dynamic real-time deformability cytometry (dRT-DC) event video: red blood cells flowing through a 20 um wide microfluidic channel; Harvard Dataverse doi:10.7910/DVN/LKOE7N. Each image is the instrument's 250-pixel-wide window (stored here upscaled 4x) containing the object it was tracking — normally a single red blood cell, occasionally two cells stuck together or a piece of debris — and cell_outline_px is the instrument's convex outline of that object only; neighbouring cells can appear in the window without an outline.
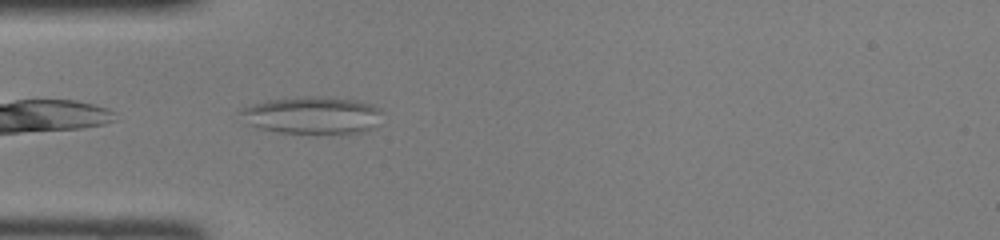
{"species": "common noctule bat (a hibernating species)", "species_latin": "Nyctalus noctula", "temperature_condition": "room temperature", "stored_images_in_passage": 35, "camera_frame_rate_fps": 3000, "um_per_image_px": 0.085, "animal": {"sex": "female", "body_mass_g": 22.0, "forearm_length_mm": 56.7}, "frame": {"image": 1, "passage_image": 2, "time_ms": 0.333, "image_size_px": [1000, 240], "cell_outline_px": [[380, 124], [364, 132], [276, 132], [256, 128], [248, 124], [240, 112], [240, 108], [252, 104], [268, 100], [296, 96], [324, 96], [356, 100], [372, 104], [380, 108]], "centroid_in_image_um": [26.54, 9.77], "position_along_channel_um": 58.5, "area_um2": 30.81}}
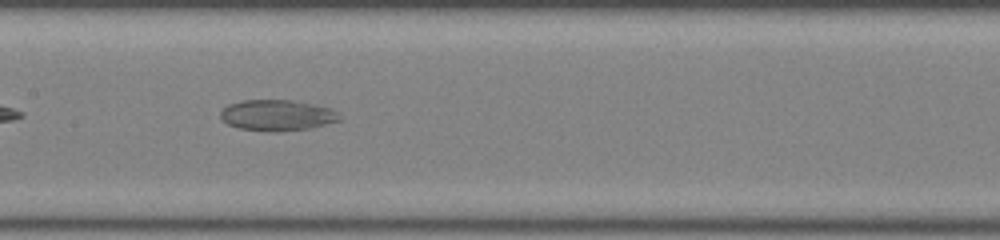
{"frame": {"image": 2, "passage_image": 11, "time_ms": 3.333, "image_size_px": [1000, 240], "cell_outline_px": [[344, 116], [340, 120], [312, 128], [280, 132], [268, 132], [240, 128], [228, 124], [220, 116], [220, 112], [228, 104], [240, 100], [292, 100], [316, 104], [332, 108], [340, 112]], "centroid_in_image_um": [23.63, 9.79], "position_along_channel_um": 183.8, "area_um2": 21.91}}
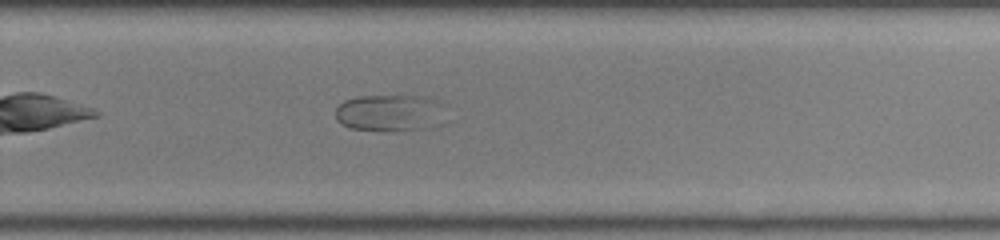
{"frame": {"image": 3, "passage_image": 19, "time_ms": 6.0, "image_size_px": [1000, 240], "cell_outline_px": [[440, 104], [428, 128], [396, 132], [388, 132], [352, 128], [340, 124], [336, 120], [336, 108], [344, 100], [356, 96], [404, 92], [424, 96], [436, 100]], "centroid_in_image_um": [32.94, 9.53], "position_along_channel_um": 296.9, "area_um2": 23.87}}